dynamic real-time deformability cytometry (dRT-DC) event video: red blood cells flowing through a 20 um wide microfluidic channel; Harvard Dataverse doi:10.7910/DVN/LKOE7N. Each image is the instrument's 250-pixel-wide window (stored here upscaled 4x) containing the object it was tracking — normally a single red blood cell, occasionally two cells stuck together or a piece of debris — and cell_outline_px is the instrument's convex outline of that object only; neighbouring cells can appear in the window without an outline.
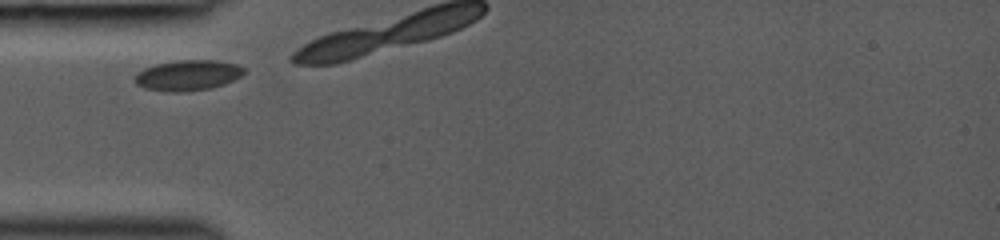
{"species": "common noctule bat (a hibernating species)", "species_latin": "Nyctalus noctula", "temperature_condition": "room temperature", "stored_images_in_passage": 12, "camera_frame_rate_fps": 3000, "um_per_image_px": 0.085, "animal": {"sex": "female", "body_mass_g": 19.0, "forearm_length_mm": 53.3}, "frame": {"image": 1, "passage_image": 1, "time_ms": 0.0, "image_size_px": [1000, 240], "cell_outline_px": [[244, 72], [240, 76], [224, 84], [212, 88], [184, 92], [168, 92], [144, 88], [136, 84], [132, 80], [136, 72], [144, 68], [156, 64], [176, 60], [216, 60], [236, 64], [244, 68]], "centroid_in_image_um": [15.91, 6.4], "position_along_channel_um": 69.1, "area_um2": 19.59}}